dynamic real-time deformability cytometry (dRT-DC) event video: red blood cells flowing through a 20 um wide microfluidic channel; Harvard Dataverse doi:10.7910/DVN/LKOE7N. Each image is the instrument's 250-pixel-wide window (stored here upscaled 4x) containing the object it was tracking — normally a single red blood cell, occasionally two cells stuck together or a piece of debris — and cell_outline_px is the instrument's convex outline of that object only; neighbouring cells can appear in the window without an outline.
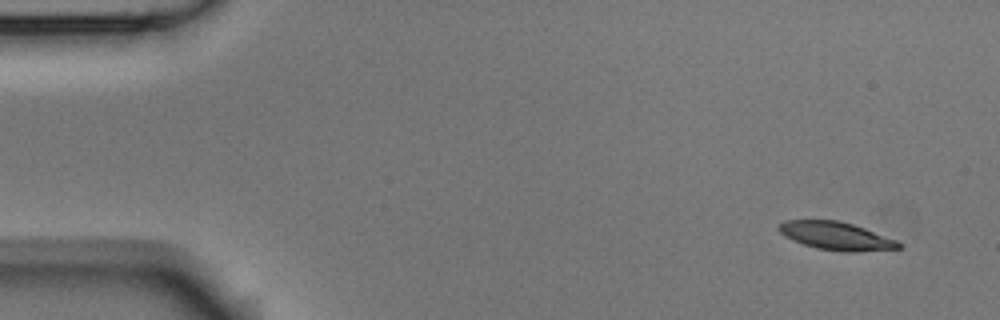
{"species": "Egyptian fruit bat (a non-hibernating species)", "species_latin": "Rousettus aegyptiacus", "temperature_condition": "room temperature", "stored_images_in_passage": 4, "camera_frame_rate_fps": 3000, "um_per_image_px": 0.085, "animal": {"sex": "male"}, "frame": {"image": 1, "passage_image": 1, "time_ms": 0.0, "image_size_px": [1000, 320], "cell_outline_px": [[904, 244], [900, 248], [856, 252], [840, 252], [816, 248], [792, 240], [784, 236], [776, 228], [776, 224], [784, 220], [840, 220], [864, 228], [896, 240]], "centroid_in_image_um": [71.03, 20.05], "position_along_channel_um": 14.0, "area_um2": 19.77}}
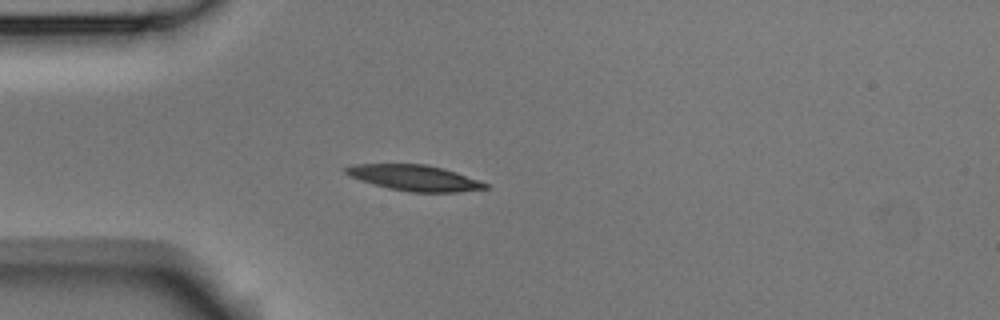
{"frame": {"image": 2, "passage_image": 4, "time_ms": 1.0, "image_size_px": [1000, 320], "cell_outline_px": [[488, 188], [456, 192], [412, 192], [388, 188], [360, 180], [348, 176], [344, 172], [344, 168], [352, 164], [424, 164], [444, 168], [456, 172], [488, 184]], "centroid_in_image_um": [35.19, 15.11], "position_along_channel_um": 49.8, "area_um2": 20.81}}